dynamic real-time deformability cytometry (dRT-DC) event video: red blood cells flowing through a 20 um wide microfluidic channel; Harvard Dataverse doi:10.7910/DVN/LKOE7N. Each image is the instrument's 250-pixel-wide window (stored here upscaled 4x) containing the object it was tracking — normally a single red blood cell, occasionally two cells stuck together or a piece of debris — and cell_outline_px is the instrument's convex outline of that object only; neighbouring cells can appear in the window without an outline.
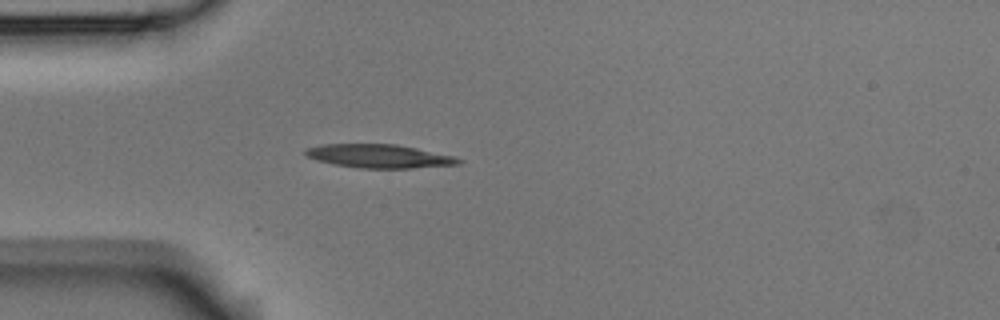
{"species": "Egyptian fruit bat (a non-hibernating species)", "species_latin": "Rousettus aegyptiacus", "temperature_condition": "room temperature", "stored_images_in_passage": 40, "camera_frame_rate_fps": 3000, "um_per_image_px": 0.085, "animal": {"sex": "male"}, "frame": {"image": 1, "passage_image": 1, "time_ms": 0.0, "image_size_px": [1000, 320], "cell_outline_px": [[464, 160], [460, 164], [412, 168], [360, 168], [332, 164], [316, 160], [308, 156], [304, 152], [304, 148], [324, 144], [396, 144], [456, 156]], "centroid_in_image_um": [32.25, 13.27], "position_along_channel_um": 52.8, "area_um2": 21.1}}
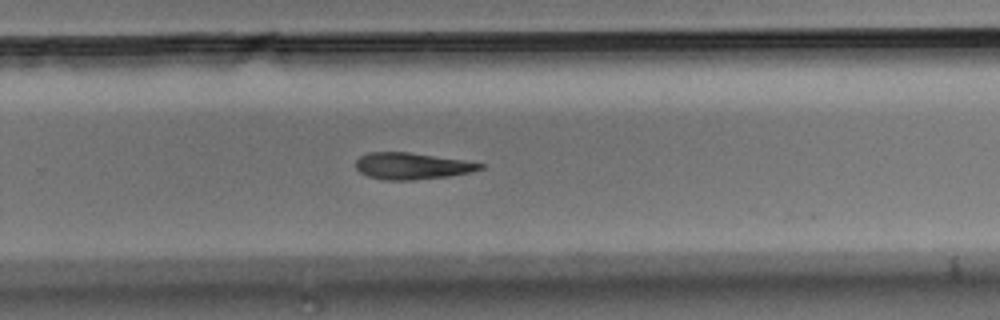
{"frame": {"image": 2, "passage_image": 21, "time_ms": 6.667, "image_size_px": [1000, 320], "cell_outline_px": [[484, 168], [472, 172], [448, 176], [412, 180], [388, 180], [368, 176], [360, 172], [356, 168], [356, 160], [360, 156], [368, 152], [408, 152], [464, 160], [484, 164]], "centroid_in_image_um": [35.02, 14.11], "position_along_channel_um": 294.8, "area_um2": 19.19}}
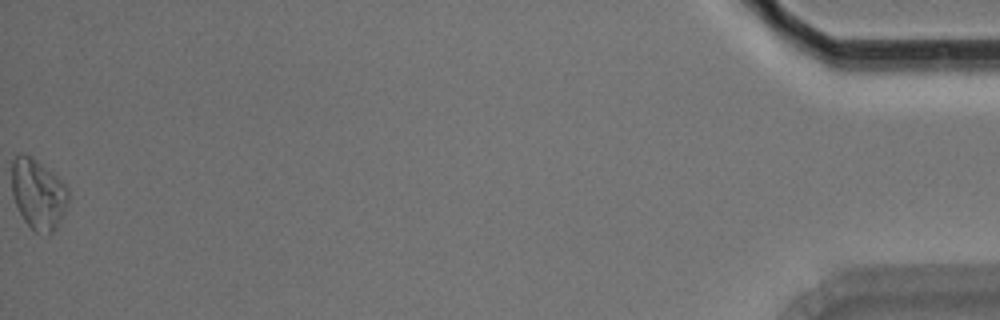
{"frame": {"image": 3, "passage_image": 40, "time_ms": 13.0, "image_size_px": [1000, 320], "cell_outline_px": [[68, 204], [56, 228], [48, 236], [36, 232], [24, 220], [12, 196], [12, 160], [20, 152], [32, 156], [52, 172], [68, 188]], "centroid_in_image_um": [3.24, 16.49], "position_along_channel_um": 432.0, "area_um2": 23.18}}